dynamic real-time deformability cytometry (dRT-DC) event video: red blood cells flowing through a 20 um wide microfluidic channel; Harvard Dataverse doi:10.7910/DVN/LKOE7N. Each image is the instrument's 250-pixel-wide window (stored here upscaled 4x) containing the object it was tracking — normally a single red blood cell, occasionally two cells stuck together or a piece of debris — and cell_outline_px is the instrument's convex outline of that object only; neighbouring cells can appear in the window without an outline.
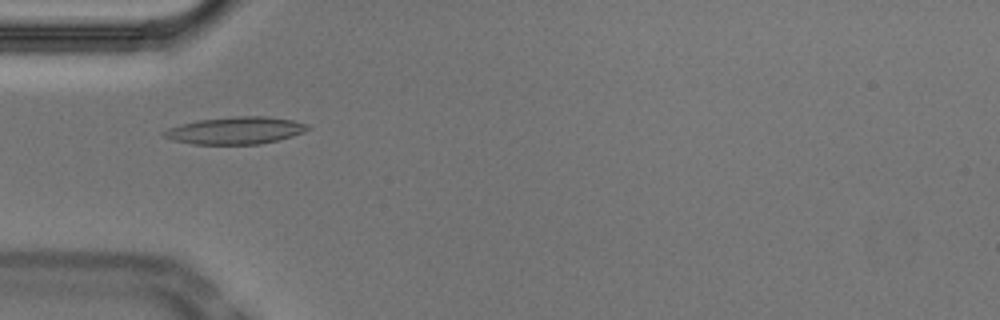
{"species": "Egyptian fruit bat (a non-hibernating species)", "species_latin": "Rousettus aegyptiacus", "temperature_condition": "cold", "stored_images_in_passage": 53, "camera_frame_rate_fps": 3000, "um_per_image_px": 0.085, "animal": {"sex": "male"}, "frame": {"image": 1, "passage_image": 16, "time_ms": 5.0, "image_size_px": [1000, 320], "cell_outline_px": [[312, 128], [304, 132], [292, 136], [260, 144], [192, 144], [172, 140], [160, 136], [160, 132], [168, 128], [180, 124], [196, 120], [232, 116], [268, 116], [292, 120], [308, 124]], "centroid_in_image_um": [19.97, 11.08], "position_along_channel_um": 65.0, "area_um2": 23.12}}
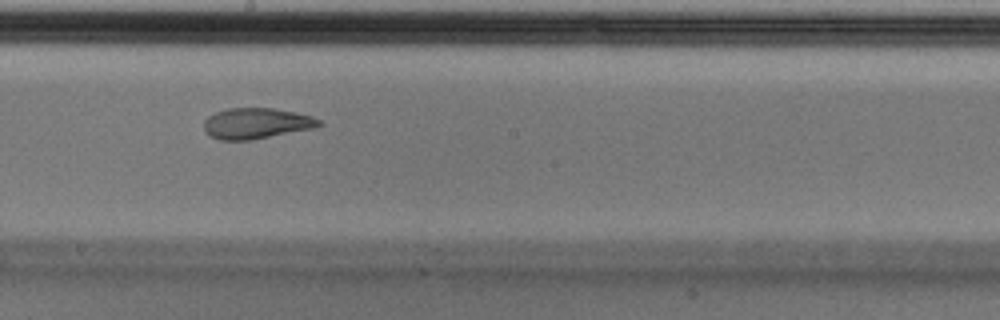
{"frame": {"image": 2, "passage_image": 29, "time_ms": 9.333, "image_size_px": [1000, 320], "cell_outline_px": [[324, 124], [316, 128], [252, 140], [220, 140], [208, 136], [204, 132], [204, 120], [208, 116], [216, 112], [228, 108], [276, 108], [296, 112], [312, 116], [320, 120]], "centroid_in_image_um": [21.8, 10.49], "position_along_channel_um": 226.4, "area_um2": 21.04}}
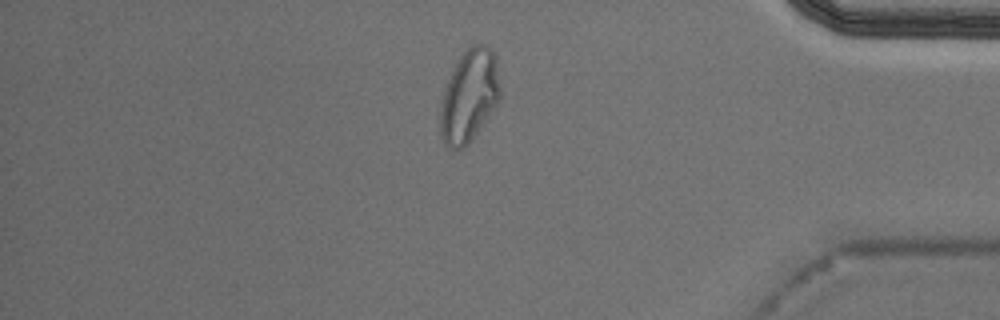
{"frame": {"image": 3, "passage_image": 45, "time_ms": 14.667, "image_size_px": [1000, 320], "cell_outline_px": [[500, 96], [492, 112], [468, 144], [460, 148], [452, 148], [444, 144], [440, 136], [440, 108], [444, 92], [448, 80], [460, 56], [472, 44], [488, 44], [496, 56], [500, 88]], "centroid_in_image_um": [39.9, 8.14], "position_along_channel_um": 395.3, "area_um2": 32.02}, "authors_computed_cell_mechanics": {"area_um2": 21.6172, "velocity_mm_per_s": 3.719, "shape_relaxation_time_tau1_ms": null, "shape_relaxation_time_tau2_ms": 1.8867, "deformation_change_tau1": null, "deformation_change_tau2": 0.0808}}